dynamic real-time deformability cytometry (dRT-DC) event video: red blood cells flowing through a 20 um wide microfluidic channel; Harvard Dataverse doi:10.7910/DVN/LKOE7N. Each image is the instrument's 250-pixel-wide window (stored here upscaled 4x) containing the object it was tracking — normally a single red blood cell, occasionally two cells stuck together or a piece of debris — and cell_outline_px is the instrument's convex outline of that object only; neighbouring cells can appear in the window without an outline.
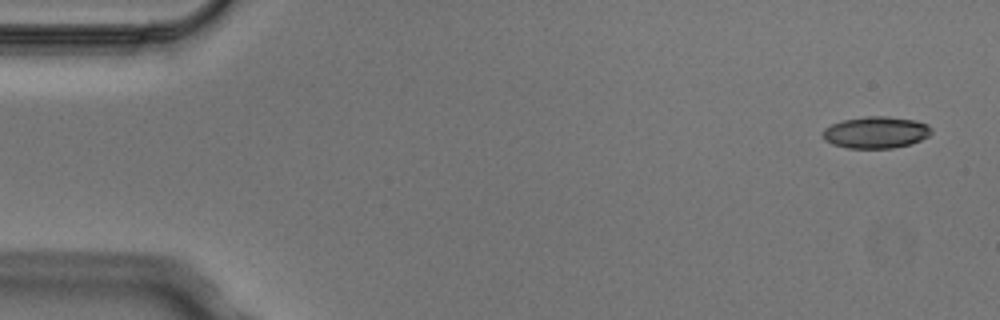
{"species": "Egyptian fruit bat (a non-hibernating species)", "species_latin": "Rousettus aegyptiacus", "temperature_condition": "cold", "stored_images_in_passage": 8, "camera_frame_rate_fps": 3000, "um_per_image_px": 0.085, "animal": {"sex": "male"}, "frame": {"image": 1, "passage_image": 1, "time_ms": 0.0, "image_size_px": [1000, 320], "cell_outline_px": [[932, 132], [928, 136], [912, 144], [892, 148], [848, 148], [832, 144], [824, 140], [820, 132], [824, 128], [832, 124], [844, 120], [864, 116], [888, 116], [916, 120], [928, 124], [932, 128]], "centroid_in_image_um": [74.45, 11.25], "position_along_channel_um": 10.6, "area_um2": 20.35}}
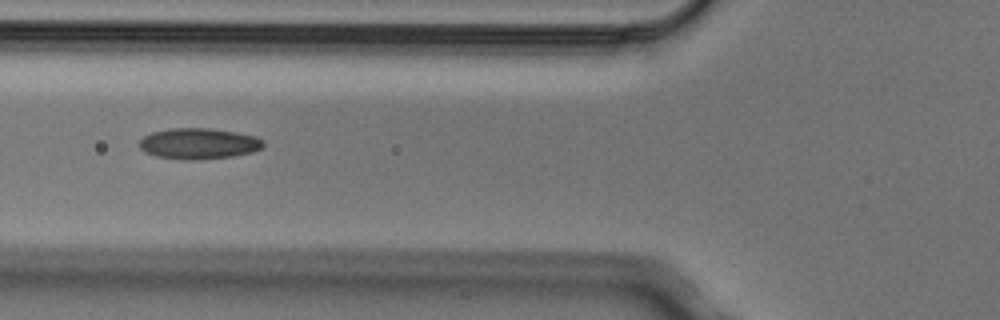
{"frame": {"image": 2, "passage_image": 5, "time_ms": 1.333, "image_size_px": [1000, 320], "cell_outline_px": [[264, 148], [252, 152], [232, 156], [196, 160], [180, 160], [156, 156], [144, 152], [140, 148], [140, 140], [144, 136], [152, 132], [168, 128], [212, 128], [236, 132], [256, 136], [264, 140]], "centroid_in_image_um": [16.9, 12.2], "position_along_channel_um": 108.9, "area_um2": 22.6}}
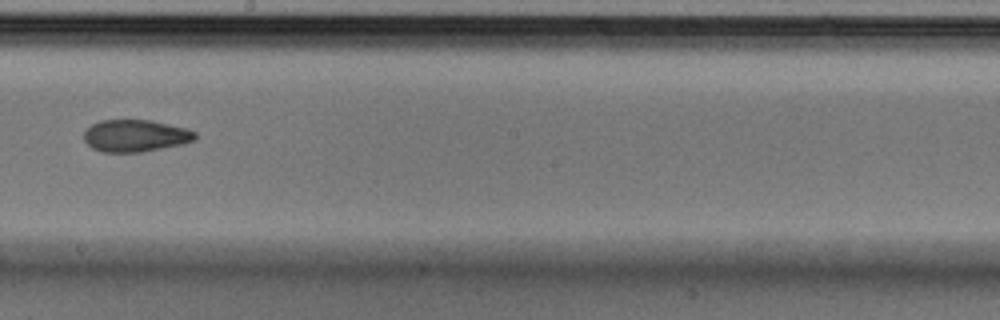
{"frame": {"image": 3, "passage_image": 8, "time_ms": 2.333, "image_size_px": [1000, 320], "cell_outline_px": [[196, 140], [184, 144], [140, 152], [100, 152], [92, 148], [84, 140], [84, 128], [100, 120], [152, 120], [188, 128], [196, 132]], "centroid_in_image_um": [11.51, 11.53], "position_along_channel_um": 236.7, "area_um2": 21.1}}